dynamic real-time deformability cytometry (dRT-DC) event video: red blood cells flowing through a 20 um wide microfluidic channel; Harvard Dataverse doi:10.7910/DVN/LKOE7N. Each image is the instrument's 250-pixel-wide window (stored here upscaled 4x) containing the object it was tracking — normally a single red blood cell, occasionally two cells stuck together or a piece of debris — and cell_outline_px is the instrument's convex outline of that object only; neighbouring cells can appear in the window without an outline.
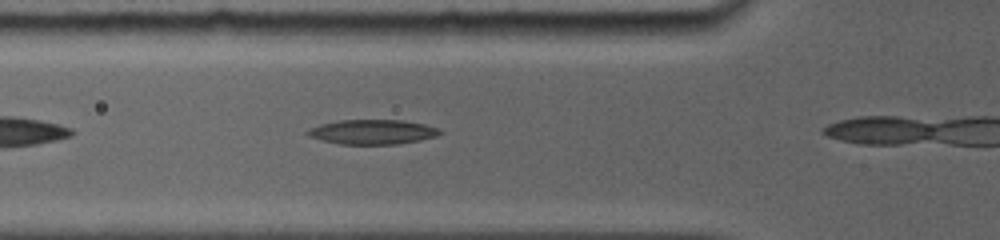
{"species": "common noctule bat (a hibernating species)", "species_latin": "Nyctalus noctula", "temperature_condition": "room temperature", "stored_images_in_passage": 6, "camera_frame_rate_fps": 5000, "um_per_image_px": 0.085, "animal": {"sex": "female", "body_mass_g": 19.0, "forearm_length_mm": 56.7}, "frame": {"image": 1, "passage_image": 5, "time_ms": 2.0, "image_size_px": [1000, 240], "cell_outline_px": [[444, 132], [436, 136], [420, 140], [396, 144], [340, 144], [320, 140], [308, 136], [304, 132], [308, 128], [320, 124], [340, 120], [404, 120], [424, 124], [440, 128]], "centroid_in_image_um": [31.64, 11.21], "position_along_channel_um": 94.2, "area_um2": 19.19}}